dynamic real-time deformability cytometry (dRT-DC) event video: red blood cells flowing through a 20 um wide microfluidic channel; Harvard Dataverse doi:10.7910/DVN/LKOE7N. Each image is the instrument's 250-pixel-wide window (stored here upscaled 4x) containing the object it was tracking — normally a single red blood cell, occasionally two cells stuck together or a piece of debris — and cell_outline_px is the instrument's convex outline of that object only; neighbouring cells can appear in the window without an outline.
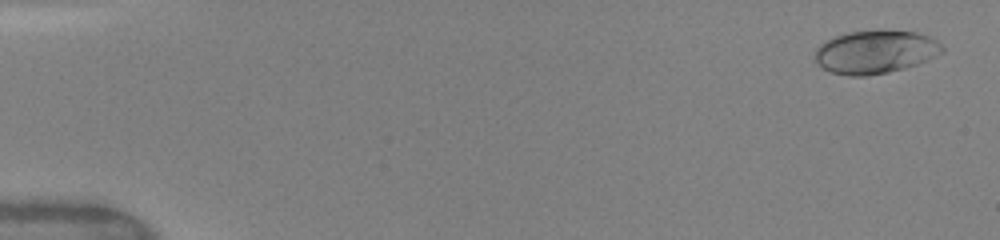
{"species": "human", "species_latin": "Homo sapiens", "temperature_condition": "warm", "stored_images_in_passage": 17, "camera_frame_rate_fps": 3000, "um_per_image_px": 0.085, "donor": {"sex": "female"}, "frame": {"image": 1, "passage_image": 1, "time_ms": 0.0, "image_size_px": [1000, 240], "cell_outline_px": [[944, 52], [916, 64], [904, 68], [888, 72], [868, 76], [848, 76], [832, 72], [816, 64], [816, 48], [820, 44], [836, 36], [848, 32], [916, 32], [928, 36], [936, 40], [944, 48]], "centroid_in_image_um": [74.39, 4.44], "position_along_channel_um": 10.6, "area_um2": 31.33}}
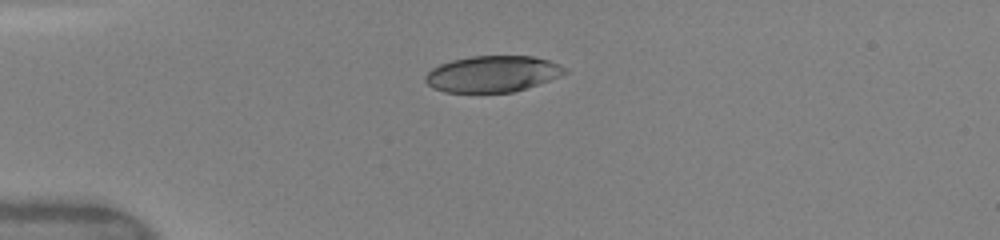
{"frame": {"image": 2, "passage_image": 10, "time_ms": 3.667, "image_size_px": [1000, 240], "cell_outline_px": [[568, 72], [560, 76], [512, 92], [444, 92], [432, 88], [424, 80], [424, 76], [432, 68], [440, 64], [452, 60], [472, 56], [532, 56], [548, 60], [564, 68]], "centroid_in_image_um": [41.8, 6.28], "position_along_channel_um": 43.2, "area_um2": 29.13}}
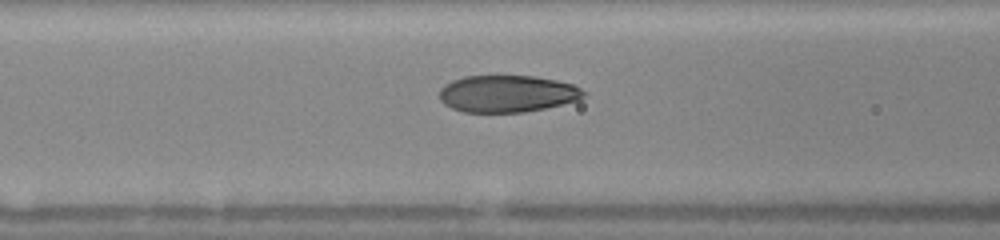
{"frame": {"image": 3, "passage_image": 16, "time_ms": 6.333, "image_size_px": [1000, 240], "cell_outline_px": [[584, 96], [580, 100], [544, 108], [524, 112], [464, 112], [452, 108], [444, 104], [440, 100], [440, 88], [444, 84], [452, 80], [464, 76], [532, 76], [556, 80], [572, 84], [580, 88], [584, 92]], "centroid_in_image_um": [43.09, 7.96], "position_along_channel_um": 123.5, "area_um2": 31.04}}